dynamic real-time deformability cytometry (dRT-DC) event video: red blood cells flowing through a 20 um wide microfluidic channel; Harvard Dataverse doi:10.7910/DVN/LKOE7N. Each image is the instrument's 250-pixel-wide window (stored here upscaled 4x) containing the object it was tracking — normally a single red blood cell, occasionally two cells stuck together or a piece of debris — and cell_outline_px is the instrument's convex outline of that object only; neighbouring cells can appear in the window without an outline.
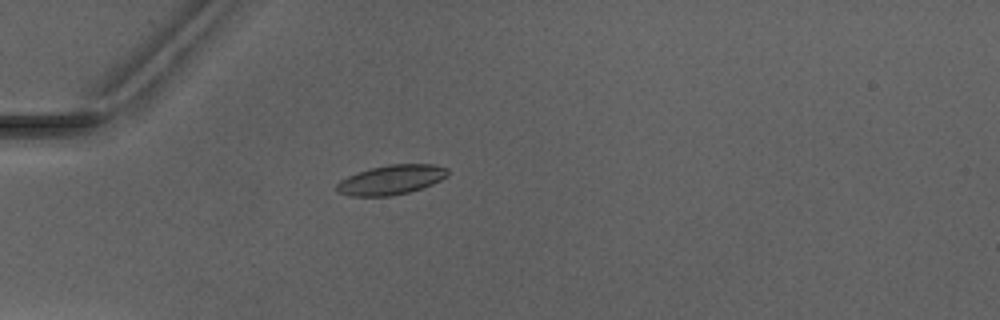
{"species": "Egyptian fruit bat (a non-hibernating species)", "species_latin": "Rousettus aegyptiacus", "temperature_condition": "warm", "stored_images_in_passage": 1, "camera_frame_rate_fps": 3000, "um_per_image_px": 0.085, "animal": {"sex": "male"}, "frame": {"image": 1, "passage_image": 1, "time_ms": 0.0, "image_size_px": [1000, 320], "cell_outline_px": [[448, 176], [432, 184], [408, 192], [392, 196], [348, 196], [336, 192], [336, 184], [340, 180], [348, 176], [372, 168], [388, 164], [432, 164], [448, 168]], "centroid_in_image_um": [33.23, 15.29], "position_along_channel_um": 51.8, "area_um2": 19.07}}